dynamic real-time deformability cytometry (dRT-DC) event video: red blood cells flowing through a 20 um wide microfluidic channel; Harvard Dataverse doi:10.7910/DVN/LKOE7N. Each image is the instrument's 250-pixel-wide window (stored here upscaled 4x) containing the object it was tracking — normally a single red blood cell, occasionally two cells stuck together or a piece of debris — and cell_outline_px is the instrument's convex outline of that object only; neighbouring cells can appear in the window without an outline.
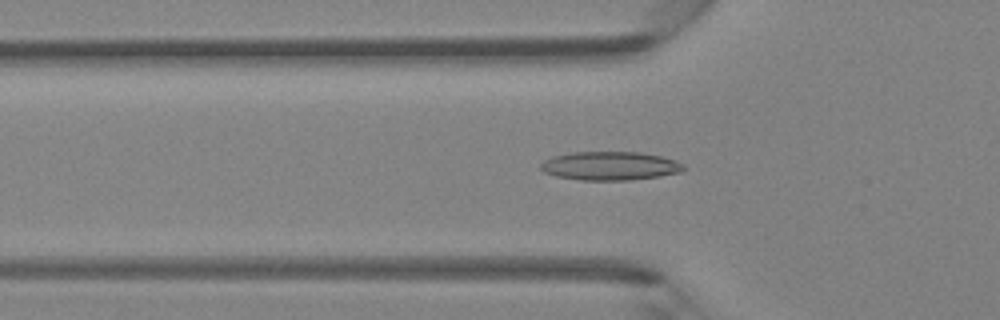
{"species": "Egyptian fruit bat (a non-hibernating species)", "species_latin": "Rousettus aegyptiacus", "temperature_condition": "room temperature", "stored_images_in_passage": 44, "camera_frame_rate_fps": 3000, "um_per_image_px": 0.085, "animal": {"sex": "female"}, "frame": {"image": 1, "passage_image": 16, "time_ms": 5.0, "image_size_px": [1000, 320], "cell_outline_px": [[688, 168], [680, 172], [660, 176], [632, 180], [580, 180], [556, 176], [544, 172], [540, 168], [540, 164], [544, 160], [552, 156], [572, 152], [640, 152], [660, 156], [676, 160], [684, 164]], "centroid_in_image_um": [51.87, 14.1], "position_along_channel_um": 73.9, "area_um2": 24.04}}
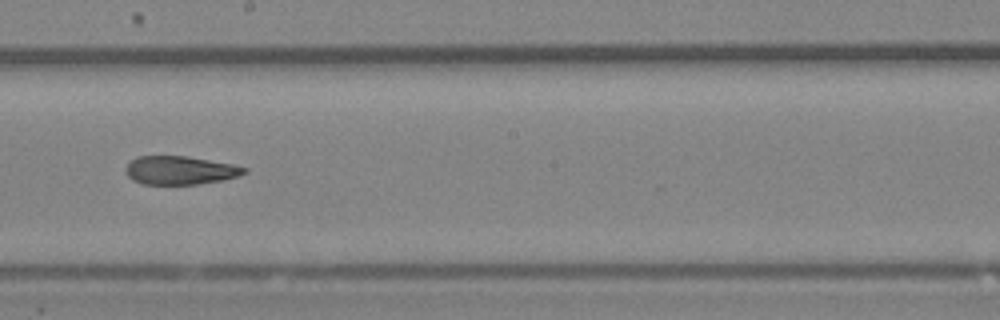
{"frame": {"image": 2, "passage_image": 27, "time_ms": 8.667, "image_size_px": [1000, 320], "cell_outline_px": [[248, 172], [240, 176], [224, 180], [196, 184], [140, 184], [132, 180], [128, 176], [124, 168], [136, 156], [188, 156], [232, 164], [248, 168]], "centroid_in_image_um": [15.32, 14.48], "position_along_channel_um": 232.9, "area_um2": 19.83}}
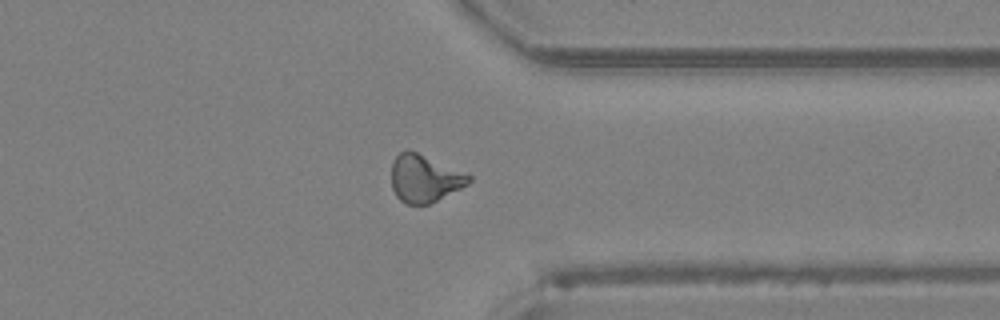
{"frame": {"image": 3, "passage_image": 37, "time_ms": 12.0, "image_size_px": [1000, 320], "cell_outline_px": [[472, 180], [468, 184], [428, 204], [404, 204], [396, 196], [392, 188], [392, 160], [400, 152], [408, 148], [472, 176]], "centroid_in_image_um": [36.04, 15.16], "position_along_channel_um": 375.4, "area_um2": 21.21}}